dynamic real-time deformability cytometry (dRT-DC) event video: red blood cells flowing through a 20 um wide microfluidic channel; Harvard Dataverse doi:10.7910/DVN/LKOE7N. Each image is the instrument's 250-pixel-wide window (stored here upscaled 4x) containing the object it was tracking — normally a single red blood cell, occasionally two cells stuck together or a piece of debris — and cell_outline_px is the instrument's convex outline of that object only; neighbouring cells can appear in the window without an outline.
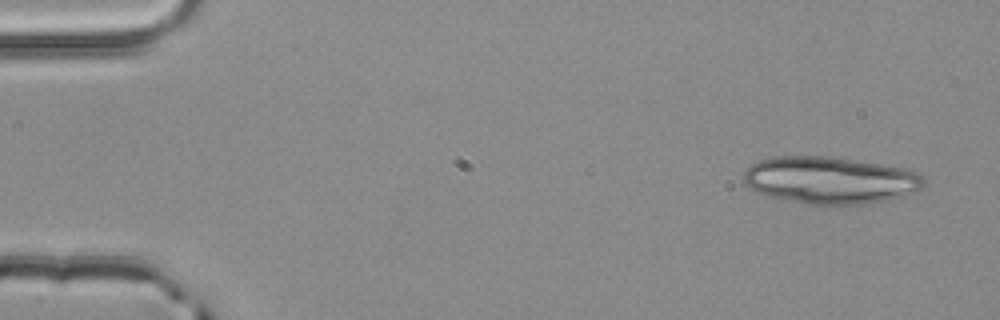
{"species": "common noctule bat (a hibernating species)", "species_latin": "Nyctalus noctula", "temperature_condition": "room temperature", "stored_images_in_passage": 4, "camera_frame_rate_fps": 3000, "um_per_image_px": 0.085, "animal": {"sex": "male", "body_mass_g": 20.4}, "frame": {"image": 1, "passage_image": 1, "time_ms": 0.0, "image_size_px": [1000, 320], "cell_outline_px": [[924, 188], [916, 192], [904, 196], [888, 200], [864, 204], [824, 208], [804, 204], [772, 196], [748, 188], [744, 184], [744, 172], [752, 164], [760, 160], [776, 156], [832, 156], [904, 168], [916, 172], [924, 176]], "centroid_in_image_um": [70.6, 15.35], "position_along_channel_um": 14.4, "area_um2": 50.4}}